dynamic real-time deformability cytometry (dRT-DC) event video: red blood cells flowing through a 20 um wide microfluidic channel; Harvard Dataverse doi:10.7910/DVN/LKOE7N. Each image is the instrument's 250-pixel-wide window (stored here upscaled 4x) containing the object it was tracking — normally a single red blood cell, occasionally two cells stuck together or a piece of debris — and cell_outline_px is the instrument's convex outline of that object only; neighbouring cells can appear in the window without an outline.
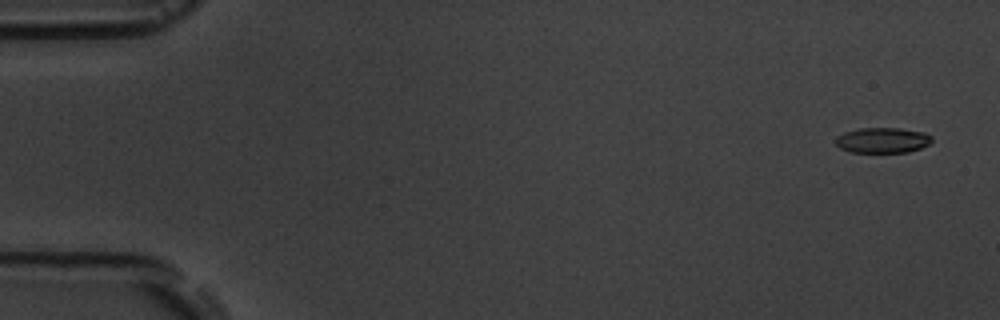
{"species": "common noctule bat (a hibernating species)", "species_latin": "Nyctalus noctula", "temperature_condition": "room temperature", "stored_images_in_passage": 5, "camera_frame_rate_fps": 3000, "um_per_image_px": 0.085, "animal": {"sex": "male", "body_mass_g": 19.5, "forearm_length_mm": 54.6}, "frame": {"image": 1, "passage_image": 1, "time_ms": 0.0, "image_size_px": [1000, 320], "cell_outline_px": [[932, 140], [928, 144], [920, 148], [908, 152], [852, 152], [840, 148], [832, 140], [836, 136], [844, 132], [860, 128], [900, 128], [924, 132], [932, 136]], "centroid_in_image_um": [74.98, 11.91], "position_along_channel_um": 10.0, "area_um2": 14.33}}
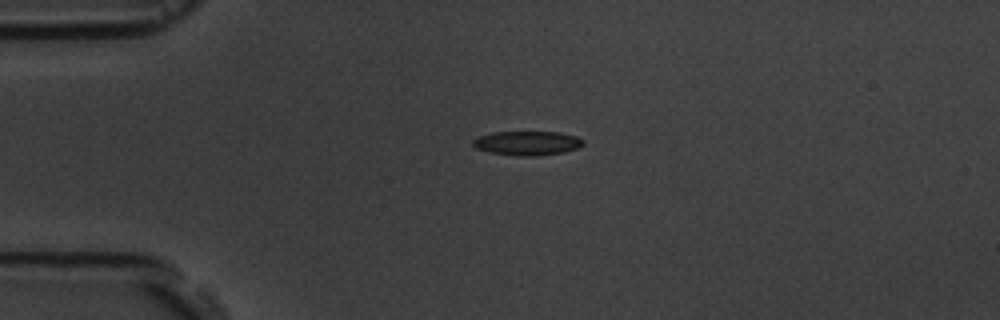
{"frame": {"image": 2, "passage_image": 4, "time_ms": 3.667, "image_size_px": [1000, 320], "cell_outline_px": [[584, 144], [576, 148], [564, 152], [536, 156], [520, 156], [488, 152], [476, 148], [472, 144], [472, 140], [480, 136], [492, 132], [560, 132], [576, 136], [584, 140]], "centroid_in_image_um": [44.81, 12.16], "position_along_channel_um": 40.2, "area_um2": 15.55}}